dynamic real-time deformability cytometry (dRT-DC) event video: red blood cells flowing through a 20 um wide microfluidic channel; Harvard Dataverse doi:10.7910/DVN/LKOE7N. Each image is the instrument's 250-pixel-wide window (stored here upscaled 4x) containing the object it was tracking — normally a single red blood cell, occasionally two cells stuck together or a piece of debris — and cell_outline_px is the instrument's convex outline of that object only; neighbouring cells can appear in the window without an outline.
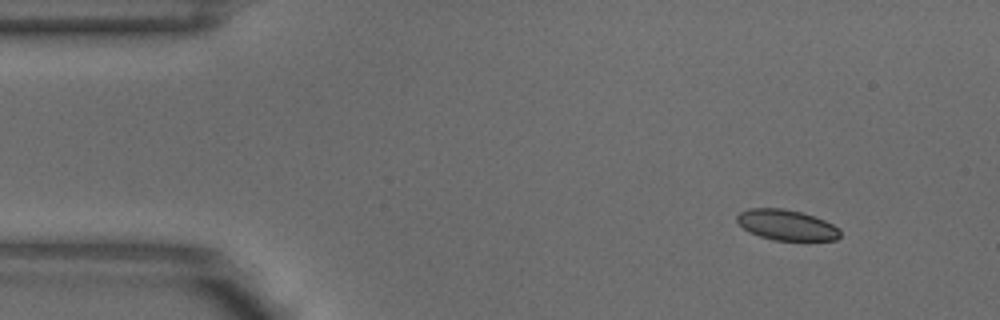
{"species": "common noctule bat (a hibernating species)", "species_latin": "Nyctalus noctula", "temperature_condition": "warm", "stored_images_in_passage": 4, "camera_frame_rate_fps": 3000, "um_per_image_px": 0.085, "animal": {"sex": "male", "body_mass_g": 18.8}, "frame": {"image": 1, "passage_image": 1, "time_ms": 0.0, "image_size_px": [1000, 320], "cell_outline_px": [[840, 236], [836, 240], [772, 240], [760, 236], [744, 228], [736, 220], [736, 216], [740, 212], [752, 208], [780, 208], [800, 212], [824, 220], [840, 228]], "centroid_in_image_um": [66.87, 19.13], "position_along_channel_um": 18.1, "area_um2": 18.09}}
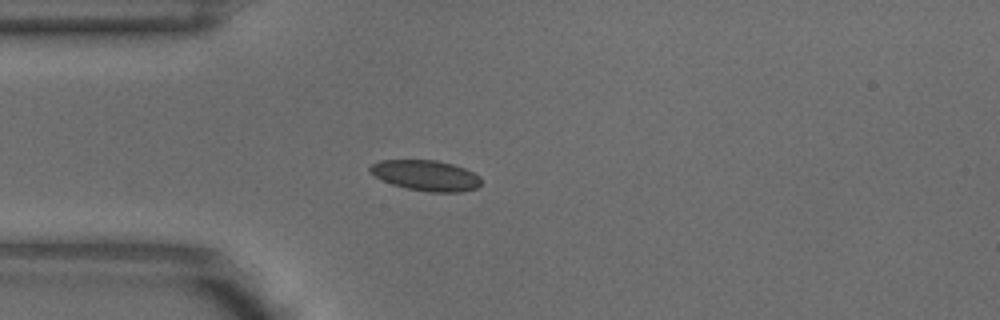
{"frame": {"image": 2, "passage_image": 3, "time_ms": 0.667, "image_size_px": [1000, 320], "cell_outline_px": [[480, 184], [476, 188], [460, 192], [428, 192], [408, 188], [392, 184], [368, 172], [368, 168], [372, 164], [380, 160], [436, 160], [452, 164], [464, 168], [480, 176]], "centroid_in_image_um": [36.19, 14.91], "position_along_channel_um": 48.8, "area_um2": 19.65}}
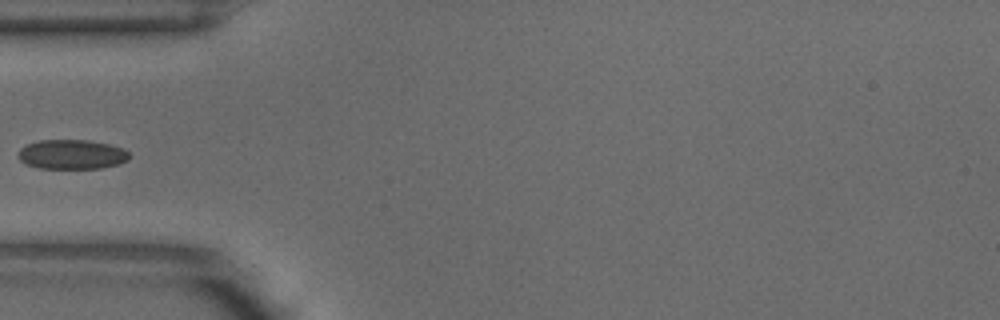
{"frame": {"image": 3, "passage_image": 4, "time_ms": 1.0, "image_size_px": [1000, 320], "cell_outline_px": [[132, 156], [128, 160], [120, 164], [100, 168], [40, 168], [24, 164], [16, 156], [20, 148], [28, 144], [40, 140], [88, 140], [108, 144], [124, 148]], "centroid_in_image_um": [6.11, 13.12], "position_along_channel_um": 78.9, "area_um2": 19.31}}